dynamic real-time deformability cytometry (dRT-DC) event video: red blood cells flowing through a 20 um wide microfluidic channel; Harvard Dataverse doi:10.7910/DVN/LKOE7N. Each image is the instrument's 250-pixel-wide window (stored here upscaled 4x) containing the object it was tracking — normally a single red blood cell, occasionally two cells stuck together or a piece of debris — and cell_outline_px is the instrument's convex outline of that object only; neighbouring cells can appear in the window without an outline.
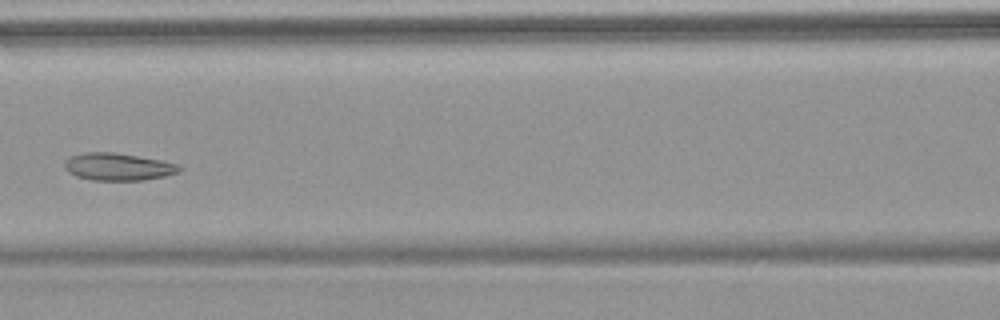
{"species": "common noctule bat (a hibernating species)", "species_latin": "Nyctalus noctula", "temperature_condition": "warm", "stored_images_in_passage": 9, "camera_frame_rate_fps": 3000, "um_per_image_px": 0.085, "animal": {"sex": "female", "body_mass_g": 18.4}, "frame": {"image": 1, "passage_image": 6, "time_ms": 7.333, "image_size_px": [1000, 320], "cell_outline_px": [[180, 172], [164, 176], [144, 180], [92, 180], [76, 176], [68, 172], [64, 168], [64, 160], [72, 156], [84, 152], [112, 152], [160, 160], [180, 164]], "centroid_in_image_um": [10.01, 14.18], "position_along_channel_um": 156.6, "area_um2": 18.26}}
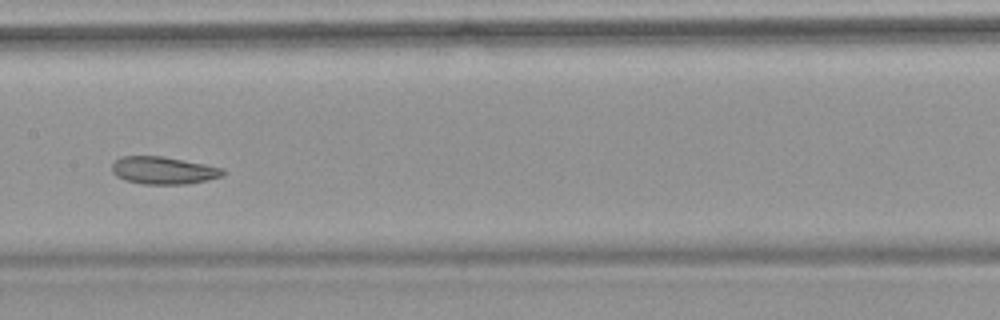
{"frame": {"image": 2, "passage_image": 7, "time_ms": 8.333, "image_size_px": [1000, 320], "cell_outline_px": [[224, 176], [188, 184], [144, 184], [124, 180], [116, 176], [112, 172], [112, 164], [120, 156], [160, 156], [204, 164], [224, 168]], "centroid_in_image_um": [13.87, 14.49], "position_along_channel_um": 193.5, "area_um2": 17.74}}
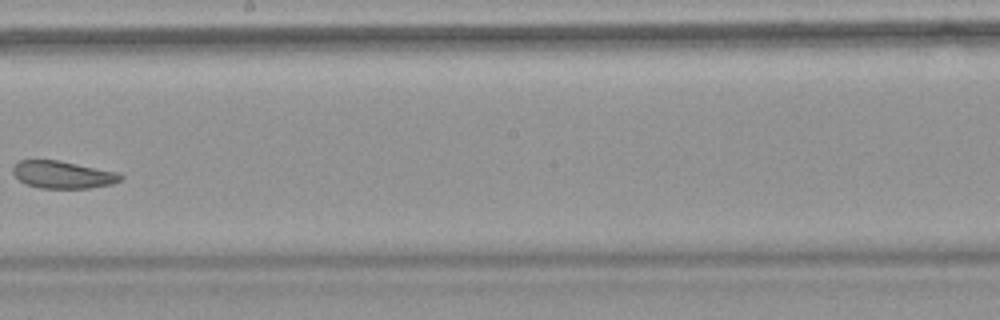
{"frame": {"image": 3, "passage_image": 8, "time_ms": 9.667, "image_size_px": [1000, 320], "cell_outline_px": [[124, 176], [120, 180], [112, 184], [88, 188], [40, 188], [28, 184], [20, 180], [12, 172], [12, 168], [20, 160], [60, 160], [116, 172]], "centroid_in_image_um": [5.34, 14.84], "position_along_channel_um": 242.9, "area_um2": 16.99}}